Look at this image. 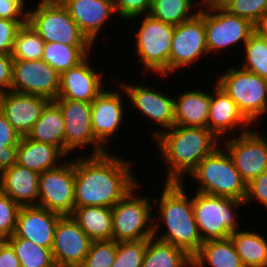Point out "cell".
<instances>
[{"instance_id":"obj_1","label":"cell","mask_w":267,"mask_h":267,"mask_svg":"<svg viewBox=\"0 0 267 267\" xmlns=\"http://www.w3.org/2000/svg\"><path fill=\"white\" fill-rule=\"evenodd\" d=\"M114 155V156H113ZM75 166V207L112 208L138 184L130 160L105 152L78 156Z\"/></svg>"},{"instance_id":"obj_2","label":"cell","mask_w":267,"mask_h":267,"mask_svg":"<svg viewBox=\"0 0 267 267\" xmlns=\"http://www.w3.org/2000/svg\"><path fill=\"white\" fill-rule=\"evenodd\" d=\"M185 182H165L161 196L154 198V206H158L157 216H154L153 237L183 249L192 257L203 243L195 221L192 197L183 188ZM159 199V200H158ZM160 201V202H159ZM158 203V205L156 204ZM166 231L159 234L160 223ZM158 222V223H157Z\"/></svg>"},{"instance_id":"obj_3","label":"cell","mask_w":267,"mask_h":267,"mask_svg":"<svg viewBox=\"0 0 267 267\" xmlns=\"http://www.w3.org/2000/svg\"><path fill=\"white\" fill-rule=\"evenodd\" d=\"M155 141L168 169L165 181L183 182V175H190L199 162L220 146L221 140L208 128L174 125L160 133Z\"/></svg>"},{"instance_id":"obj_4","label":"cell","mask_w":267,"mask_h":267,"mask_svg":"<svg viewBox=\"0 0 267 267\" xmlns=\"http://www.w3.org/2000/svg\"><path fill=\"white\" fill-rule=\"evenodd\" d=\"M198 182L196 191L244 201L247 184L224 147L218 146L190 173Z\"/></svg>"},{"instance_id":"obj_5","label":"cell","mask_w":267,"mask_h":267,"mask_svg":"<svg viewBox=\"0 0 267 267\" xmlns=\"http://www.w3.org/2000/svg\"><path fill=\"white\" fill-rule=\"evenodd\" d=\"M195 193L193 212L203 242L229 238L239 229L236 208L245 205L244 201L199 191Z\"/></svg>"},{"instance_id":"obj_6","label":"cell","mask_w":267,"mask_h":267,"mask_svg":"<svg viewBox=\"0 0 267 267\" xmlns=\"http://www.w3.org/2000/svg\"><path fill=\"white\" fill-rule=\"evenodd\" d=\"M142 18L139 30L135 36V54L138 63L143 64L145 71L160 74L166 78L170 74V52L175 26L164 23L152 16H137Z\"/></svg>"},{"instance_id":"obj_7","label":"cell","mask_w":267,"mask_h":267,"mask_svg":"<svg viewBox=\"0 0 267 267\" xmlns=\"http://www.w3.org/2000/svg\"><path fill=\"white\" fill-rule=\"evenodd\" d=\"M223 73L217 76L216 84L236 103L251 124L267 113L266 79L241 67H229Z\"/></svg>"},{"instance_id":"obj_8","label":"cell","mask_w":267,"mask_h":267,"mask_svg":"<svg viewBox=\"0 0 267 267\" xmlns=\"http://www.w3.org/2000/svg\"><path fill=\"white\" fill-rule=\"evenodd\" d=\"M35 7L27 10V22L45 43L93 45L59 0H40Z\"/></svg>"},{"instance_id":"obj_9","label":"cell","mask_w":267,"mask_h":267,"mask_svg":"<svg viewBox=\"0 0 267 267\" xmlns=\"http://www.w3.org/2000/svg\"><path fill=\"white\" fill-rule=\"evenodd\" d=\"M137 187L140 186L137 185L112 207V239L116 242L153 237L154 213L151 204L154 203L146 195L139 196L136 192Z\"/></svg>"},{"instance_id":"obj_10","label":"cell","mask_w":267,"mask_h":267,"mask_svg":"<svg viewBox=\"0 0 267 267\" xmlns=\"http://www.w3.org/2000/svg\"><path fill=\"white\" fill-rule=\"evenodd\" d=\"M204 27L208 53L225 51L239 43L244 46L255 32L251 21L233 15L223 7L204 6Z\"/></svg>"},{"instance_id":"obj_11","label":"cell","mask_w":267,"mask_h":267,"mask_svg":"<svg viewBox=\"0 0 267 267\" xmlns=\"http://www.w3.org/2000/svg\"><path fill=\"white\" fill-rule=\"evenodd\" d=\"M65 160L40 173L38 183V206L62 216L71 215L75 209L74 160Z\"/></svg>"},{"instance_id":"obj_12","label":"cell","mask_w":267,"mask_h":267,"mask_svg":"<svg viewBox=\"0 0 267 267\" xmlns=\"http://www.w3.org/2000/svg\"><path fill=\"white\" fill-rule=\"evenodd\" d=\"M260 133L252 129L221 140L246 184L267 170V138Z\"/></svg>"},{"instance_id":"obj_13","label":"cell","mask_w":267,"mask_h":267,"mask_svg":"<svg viewBox=\"0 0 267 267\" xmlns=\"http://www.w3.org/2000/svg\"><path fill=\"white\" fill-rule=\"evenodd\" d=\"M209 54L206 47L204 6L192 19L175 26L170 52V74L190 67L194 61ZM176 71V72H175Z\"/></svg>"},{"instance_id":"obj_14","label":"cell","mask_w":267,"mask_h":267,"mask_svg":"<svg viewBox=\"0 0 267 267\" xmlns=\"http://www.w3.org/2000/svg\"><path fill=\"white\" fill-rule=\"evenodd\" d=\"M62 111L65 123V155H71L77 148L88 144L94 149L89 155L107 152L95 139L91 123V103L70 99H55ZM71 153V154H70Z\"/></svg>"},{"instance_id":"obj_15","label":"cell","mask_w":267,"mask_h":267,"mask_svg":"<svg viewBox=\"0 0 267 267\" xmlns=\"http://www.w3.org/2000/svg\"><path fill=\"white\" fill-rule=\"evenodd\" d=\"M60 75L45 61L13 60L11 91L54 101L59 93Z\"/></svg>"},{"instance_id":"obj_16","label":"cell","mask_w":267,"mask_h":267,"mask_svg":"<svg viewBox=\"0 0 267 267\" xmlns=\"http://www.w3.org/2000/svg\"><path fill=\"white\" fill-rule=\"evenodd\" d=\"M128 95L129 103L144 114L147 119L161 126V130L153 131L152 136L155 139L160 133L172 128L175 125L174 118V97L167 96L162 91H156L154 88L142 84L117 82ZM141 85V86H140ZM163 128V129H162ZM165 129V130H164Z\"/></svg>"},{"instance_id":"obj_17","label":"cell","mask_w":267,"mask_h":267,"mask_svg":"<svg viewBox=\"0 0 267 267\" xmlns=\"http://www.w3.org/2000/svg\"><path fill=\"white\" fill-rule=\"evenodd\" d=\"M91 242L71 215L61 216L51 248L56 267H79L89 252Z\"/></svg>"},{"instance_id":"obj_18","label":"cell","mask_w":267,"mask_h":267,"mask_svg":"<svg viewBox=\"0 0 267 267\" xmlns=\"http://www.w3.org/2000/svg\"><path fill=\"white\" fill-rule=\"evenodd\" d=\"M121 91L105 89L91 103V123L92 130L96 141L108 149V143L112 137L116 138L117 132L122 126L125 118V107L123 95H127L125 90L120 86ZM123 94V95H122ZM122 95V96H121ZM116 134V135H115ZM109 139V140H108Z\"/></svg>"},{"instance_id":"obj_19","label":"cell","mask_w":267,"mask_h":267,"mask_svg":"<svg viewBox=\"0 0 267 267\" xmlns=\"http://www.w3.org/2000/svg\"><path fill=\"white\" fill-rule=\"evenodd\" d=\"M88 55L78 65L60 74L59 93L56 99H70L92 103L105 89L101 72L89 61Z\"/></svg>"},{"instance_id":"obj_20","label":"cell","mask_w":267,"mask_h":267,"mask_svg":"<svg viewBox=\"0 0 267 267\" xmlns=\"http://www.w3.org/2000/svg\"><path fill=\"white\" fill-rule=\"evenodd\" d=\"M49 102L42 96L11 90L0 93V111L21 137L27 136Z\"/></svg>"},{"instance_id":"obj_21","label":"cell","mask_w":267,"mask_h":267,"mask_svg":"<svg viewBox=\"0 0 267 267\" xmlns=\"http://www.w3.org/2000/svg\"><path fill=\"white\" fill-rule=\"evenodd\" d=\"M61 216L40 206H21L14 235L51 249L55 228Z\"/></svg>"},{"instance_id":"obj_22","label":"cell","mask_w":267,"mask_h":267,"mask_svg":"<svg viewBox=\"0 0 267 267\" xmlns=\"http://www.w3.org/2000/svg\"><path fill=\"white\" fill-rule=\"evenodd\" d=\"M94 45L105 23L116 14L114 0H59ZM113 14V15H112Z\"/></svg>"},{"instance_id":"obj_23","label":"cell","mask_w":267,"mask_h":267,"mask_svg":"<svg viewBox=\"0 0 267 267\" xmlns=\"http://www.w3.org/2000/svg\"><path fill=\"white\" fill-rule=\"evenodd\" d=\"M214 85V92L212 91L213 95L210 93L211 100L209 108L208 129L219 140L221 137V139H223L224 137L226 138L229 132L231 135H234L233 130H237L240 127V129L243 128L242 130H240V134L250 131L251 129H249L248 126L252 128V124L239 111L236 103L217 84Z\"/></svg>"},{"instance_id":"obj_24","label":"cell","mask_w":267,"mask_h":267,"mask_svg":"<svg viewBox=\"0 0 267 267\" xmlns=\"http://www.w3.org/2000/svg\"><path fill=\"white\" fill-rule=\"evenodd\" d=\"M39 175L15 163L0 173V189L20 206H38Z\"/></svg>"},{"instance_id":"obj_25","label":"cell","mask_w":267,"mask_h":267,"mask_svg":"<svg viewBox=\"0 0 267 267\" xmlns=\"http://www.w3.org/2000/svg\"><path fill=\"white\" fill-rule=\"evenodd\" d=\"M177 95L174 98L175 125L208 128L210 93L198 89Z\"/></svg>"},{"instance_id":"obj_26","label":"cell","mask_w":267,"mask_h":267,"mask_svg":"<svg viewBox=\"0 0 267 267\" xmlns=\"http://www.w3.org/2000/svg\"><path fill=\"white\" fill-rule=\"evenodd\" d=\"M63 158L66 155L57 146L23 136L18 144L16 163L40 174L59 166Z\"/></svg>"},{"instance_id":"obj_27","label":"cell","mask_w":267,"mask_h":267,"mask_svg":"<svg viewBox=\"0 0 267 267\" xmlns=\"http://www.w3.org/2000/svg\"><path fill=\"white\" fill-rule=\"evenodd\" d=\"M27 138L57 146L65 154V123L59 106L50 101L41 117L27 134Z\"/></svg>"},{"instance_id":"obj_28","label":"cell","mask_w":267,"mask_h":267,"mask_svg":"<svg viewBox=\"0 0 267 267\" xmlns=\"http://www.w3.org/2000/svg\"><path fill=\"white\" fill-rule=\"evenodd\" d=\"M191 260V267H244L230 237L204 241Z\"/></svg>"},{"instance_id":"obj_29","label":"cell","mask_w":267,"mask_h":267,"mask_svg":"<svg viewBox=\"0 0 267 267\" xmlns=\"http://www.w3.org/2000/svg\"><path fill=\"white\" fill-rule=\"evenodd\" d=\"M71 216L92 241L112 239V208L103 206L75 207Z\"/></svg>"},{"instance_id":"obj_30","label":"cell","mask_w":267,"mask_h":267,"mask_svg":"<svg viewBox=\"0 0 267 267\" xmlns=\"http://www.w3.org/2000/svg\"><path fill=\"white\" fill-rule=\"evenodd\" d=\"M244 267H267V240L256 231L237 230L230 235Z\"/></svg>"},{"instance_id":"obj_31","label":"cell","mask_w":267,"mask_h":267,"mask_svg":"<svg viewBox=\"0 0 267 267\" xmlns=\"http://www.w3.org/2000/svg\"><path fill=\"white\" fill-rule=\"evenodd\" d=\"M191 267V257L181 248L155 237L147 239L142 267Z\"/></svg>"},{"instance_id":"obj_32","label":"cell","mask_w":267,"mask_h":267,"mask_svg":"<svg viewBox=\"0 0 267 267\" xmlns=\"http://www.w3.org/2000/svg\"><path fill=\"white\" fill-rule=\"evenodd\" d=\"M92 47V45H66L59 42H47L44 45L42 60L60 75L91 55Z\"/></svg>"},{"instance_id":"obj_33","label":"cell","mask_w":267,"mask_h":267,"mask_svg":"<svg viewBox=\"0 0 267 267\" xmlns=\"http://www.w3.org/2000/svg\"><path fill=\"white\" fill-rule=\"evenodd\" d=\"M195 4H197L196 7ZM193 6L199 9H194ZM201 7L202 0L197 3L195 0H152L149 15L176 26L196 16ZM192 9L197 11L191 12Z\"/></svg>"},{"instance_id":"obj_34","label":"cell","mask_w":267,"mask_h":267,"mask_svg":"<svg viewBox=\"0 0 267 267\" xmlns=\"http://www.w3.org/2000/svg\"><path fill=\"white\" fill-rule=\"evenodd\" d=\"M15 250L21 267H56L52 251L14 234L7 239Z\"/></svg>"},{"instance_id":"obj_35","label":"cell","mask_w":267,"mask_h":267,"mask_svg":"<svg viewBox=\"0 0 267 267\" xmlns=\"http://www.w3.org/2000/svg\"><path fill=\"white\" fill-rule=\"evenodd\" d=\"M45 42L33 27L26 22L17 32L11 57L13 60L42 59Z\"/></svg>"},{"instance_id":"obj_36","label":"cell","mask_w":267,"mask_h":267,"mask_svg":"<svg viewBox=\"0 0 267 267\" xmlns=\"http://www.w3.org/2000/svg\"><path fill=\"white\" fill-rule=\"evenodd\" d=\"M243 49L245 59L240 67L267 80V39L254 32Z\"/></svg>"},{"instance_id":"obj_37","label":"cell","mask_w":267,"mask_h":267,"mask_svg":"<svg viewBox=\"0 0 267 267\" xmlns=\"http://www.w3.org/2000/svg\"><path fill=\"white\" fill-rule=\"evenodd\" d=\"M21 136L0 111V173L16 163Z\"/></svg>"},{"instance_id":"obj_38","label":"cell","mask_w":267,"mask_h":267,"mask_svg":"<svg viewBox=\"0 0 267 267\" xmlns=\"http://www.w3.org/2000/svg\"><path fill=\"white\" fill-rule=\"evenodd\" d=\"M117 255V242L111 240L92 241L89 252L79 267H111Z\"/></svg>"},{"instance_id":"obj_39","label":"cell","mask_w":267,"mask_h":267,"mask_svg":"<svg viewBox=\"0 0 267 267\" xmlns=\"http://www.w3.org/2000/svg\"><path fill=\"white\" fill-rule=\"evenodd\" d=\"M147 239L117 242V255L111 267H142Z\"/></svg>"},{"instance_id":"obj_40","label":"cell","mask_w":267,"mask_h":267,"mask_svg":"<svg viewBox=\"0 0 267 267\" xmlns=\"http://www.w3.org/2000/svg\"><path fill=\"white\" fill-rule=\"evenodd\" d=\"M21 206L0 189V239L7 240L16 229Z\"/></svg>"},{"instance_id":"obj_41","label":"cell","mask_w":267,"mask_h":267,"mask_svg":"<svg viewBox=\"0 0 267 267\" xmlns=\"http://www.w3.org/2000/svg\"><path fill=\"white\" fill-rule=\"evenodd\" d=\"M223 8L255 24L267 11V0H230Z\"/></svg>"},{"instance_id":"obj_42","label":"cell","mask_w":267,"mask_h":267,"mask_svg":"<svg viewBox=\"0 0 267 267\" xmlns=\"http://www.w3.org/2000/svg\"><path fill=\"white\" fill-rule=\"evenodd\" d=\"M152 0H114L115 14L121 19L126 21L134 18L138 19L137 16L148 15L151 8Z\"/></svg>"},{"instance_id":"obj_43","label":"cell","mask_w":267,"mask_h":267,"mask_svg":"<svg viewBox=\"0 0 267 267\" xmlns=\"http://www.w3.org/2000/svg\"><path fill=\"white\" fill-rule=\"evenodd\" d=\"M26 22L0 18V53L11 55L17 32Z\"/></svg>"},{"instance_id":"obj_44","label":"cell","mask_w":267,"mask_h":267,"mask_svg":"<svg viewBox=\"0 0 267 267\" xmlns=\"http://www.w3.org/2000/svg\"><path fill=\"white\" fill-rule=\"evenodd\" d=\"M252 200L259 201L267 209V170L262 172L247 184V193L244 203H251Z\"/></svg>"},{"instance_id":"obj_45","label":"cell","mask_w":267,"mask_h":267,"mask_svg":"<svg viewBox=\"0 0 267 267\" xmlns=\"http://www.w3.org/2000/svg\"><path fill=\"white\" fill-rule=\"evenodd\" d=\"M25 1L26 0H0V18L27 20V8L25 7V3L27 2Z\"/></svg>"},{"instance_id":"obj_46","label":"cell","mask_w":267,"mask_h":267,"mask_svg":"<svg viewBox=\"0 0 267 267\" xmlns=\"http://www.w3.org/2000/svg\"><path fill=\"white\" fill-rule=\"evenodd\" d=\"M13 59L9 54L0 53V93L11 90Z\"/></svg>"},{"instance_id":"obj_47","label":"cell","mask_w":267,"mask_h":267,"mask_svg":"<svg viewBox=\"0 0 267 267\" xmlns=\"http://www.w3.org/2000/svg\"><path fill=\"white\" fill-rule=\"evenodd\" d=\"M0 267H21L15 250L7 240L0 239Z\"/></svg>"},{"instance_id":"obj_48","label":"cell","mask_w":267,"mask_h":267,"mask_svg":"<svg viewBox=\"0 0 267 267\" xmlns=\"http://www.w3.org/2000/svg\"><path fill=\"white\" fill-rule=\"evenodd\" d=\"M254 28L259 36L267 39V11L254 24Z\"/></svg>"},{"instance_id":"obj_49","label":"cell","mask_w":267,"mask_h":267,"mask_svg":"<svg viewBox=\"0 0 267 267\" xmlns=\"http://www.w3.org/2000/svg\"><path fill=\"white\" fill-rule=\"evenodd\" d=\"M229 1L230 0H202V6L212 8L223 7Z\"/></svg>"}]
</instances>
